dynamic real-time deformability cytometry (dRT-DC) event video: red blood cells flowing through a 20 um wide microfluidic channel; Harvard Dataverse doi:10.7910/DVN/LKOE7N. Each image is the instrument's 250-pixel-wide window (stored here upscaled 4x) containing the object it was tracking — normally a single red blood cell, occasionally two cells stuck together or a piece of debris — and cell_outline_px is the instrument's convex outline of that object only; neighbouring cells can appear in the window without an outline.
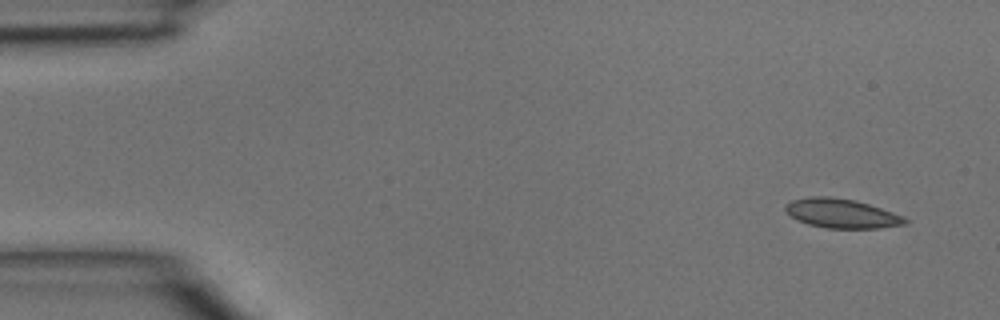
{"species": "common noctule bat (a hibernating species)", "species_latin": "Nyctalus noctula", "temperature_condition": "room temperature", "stored_images_in_passage": 4, "camera_frame_rate_fps": 3000, "um_per_image_px": 0.085, "animal": {"sex": "male", "body_mass_g": 15.6}, "frame": {"image": 1, "passage_image": 1, "time_ms": 0.0, "image_size_px": [1000, 320], "cell_outline_px": [[908, 220], [904, 224], [880, 228], [828, 228], [808, 224], [796, 220], [784, 208], [784, 204], [792, 200], [812, 196], [828, 196], [856, 200], [904, 216]], "centroid_in_image_um": [71.51, 18.13], "position_along_channel_um": 13.5, "area_um2": 20.29}}
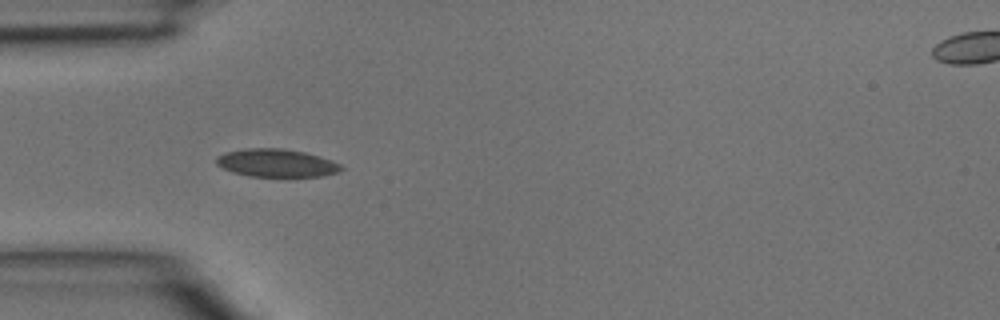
{"frame": {"image": 2, "passage_image": 4, "time_ms": 1.0, "image_size_px": [1000, 320], "cell_outline_px": [[344, 168], [336, 172], [324, 176], [248, 176], [232, 172], [216, 164], [216, 156], [228, 152], [248, 148], [284, 148], [304, 152], [320, 156], [332, 160], [340, 164]], "centroid_in_image_um": [23.51, 13.85], "position_along_channel_um": 61.5, "area_um2": 20.23}}